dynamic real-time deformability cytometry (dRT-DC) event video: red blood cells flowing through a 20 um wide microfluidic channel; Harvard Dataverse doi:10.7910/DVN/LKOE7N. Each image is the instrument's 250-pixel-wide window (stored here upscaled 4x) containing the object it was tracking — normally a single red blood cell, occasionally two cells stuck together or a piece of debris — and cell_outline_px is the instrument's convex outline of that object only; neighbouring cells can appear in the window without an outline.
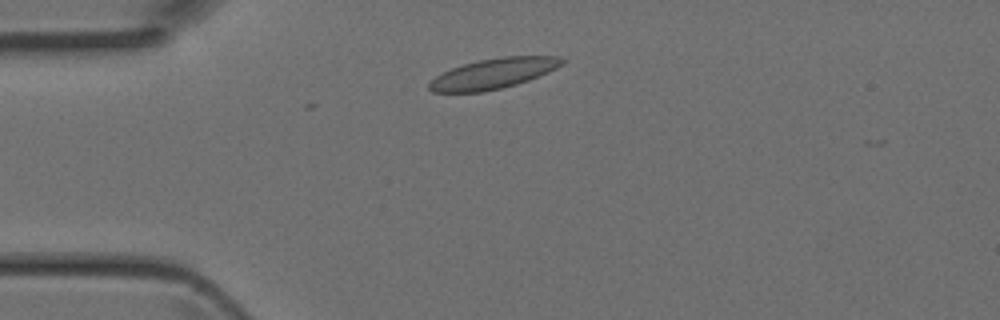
{"species": "Egyptian fruit bat (a non-hibernating species)", "species_latin": "Rousettus aegyptiacus", "temperature_condition": "room temperature", "stored_images_in_passage": 2, "camera_frame_rate_fps": 3000, "um_per_image_px": 0.085, "animal": {"sex": "female"}, "frame": {"image": 1, "passage_image": 1, "time_ms": 0.0, "image_size_px": [1000, 320], "cell_outline_px": [[568, 60], [556, 68], [548, 72], [528, 80], [516, 84], [484, 92], [432, 92], [428, 88], [428, 84], [436, 76], [452, 68], [464, 64], [480, 60], [504, 56], [560, 56]], "centroid_in_image_um": [41.96, 6.25], "position_along_channel_um": 43.0, "area_um2": 23.29}}